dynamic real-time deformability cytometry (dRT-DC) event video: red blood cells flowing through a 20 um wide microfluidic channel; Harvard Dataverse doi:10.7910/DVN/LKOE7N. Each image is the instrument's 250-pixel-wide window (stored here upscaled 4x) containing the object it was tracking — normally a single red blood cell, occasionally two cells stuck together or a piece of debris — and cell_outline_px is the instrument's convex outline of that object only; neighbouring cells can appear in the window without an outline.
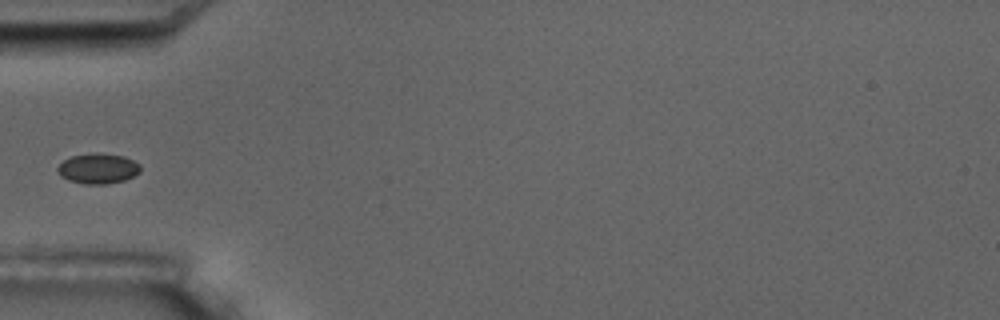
{"species": "common noctule bat (a hibernating species)", "species_latin": "Nyctalus noctula", "temperature_condition": "room temperature", "stored_images_in_passage": 6, "segment_of_instrument_passage": [2, 2], "camera_frame_rate_fps": 3000, "um_per_image_px": 0.085, "animal": {"sex": "male", "body_mass_g": 17.5, "forearm_length_mm": 52.3}, "frame": {"image": 1, "passage_image": 6, "time_ms": 6.333, "image_size_px": [1000, 320], "cell_outline_px": [[140, 172], [124, 180], [104, 184], [84, 184], [68, 180], [60, 176], [56, 172], [56, 168], [64, 160], [72, 156], [124, 156], [140, 164]], "centroid_in_image_um": [8.3, 14.38], "position_along_channel_um": 76.7, "area_um2": 13.87}}